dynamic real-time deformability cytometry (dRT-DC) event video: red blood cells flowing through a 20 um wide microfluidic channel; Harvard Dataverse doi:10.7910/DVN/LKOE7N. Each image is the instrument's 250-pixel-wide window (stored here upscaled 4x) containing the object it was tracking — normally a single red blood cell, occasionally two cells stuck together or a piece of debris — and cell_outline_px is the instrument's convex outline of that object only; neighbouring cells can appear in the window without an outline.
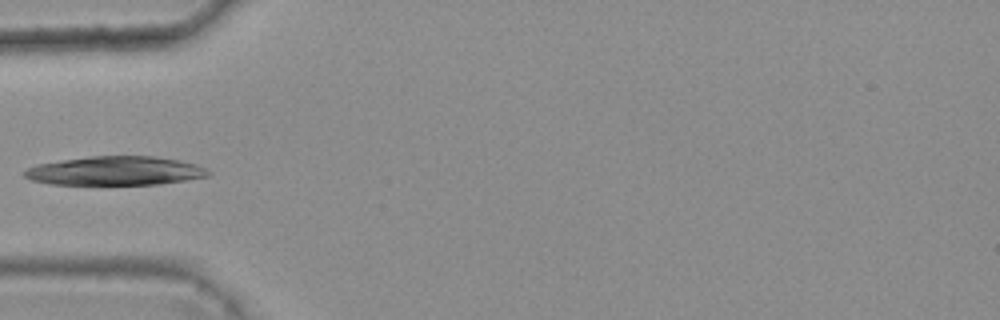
{"species": "common noctule bat (a hibernating species)", "species_latin": "Nyctalus noctula", "temperature_condition": "warm", "stored_images_in_passage": 2, "camera_frame_rate_fps": 3000, "um_per_image_px": 0.085, "animal": {"sex": "female", "body_mass_g": 25.1}, "frame": {"image": 1, "passage_image": 2, "time_ms": 0.333, "image_size_px": [1000, 320], "cell_outline_px": [[212, 172], [208, 176], [160, 184], [48, 184], [32, 180], [24, 176], [24, 172], [28, 168], [36, 164], [92, 156], [156, 156], [180, 160], [196, 164], [208, 168]], "centroid_in_image_um": [9.84, 14.52], "position_along_channel_um": 75.2, "area_um2": 30.87}}